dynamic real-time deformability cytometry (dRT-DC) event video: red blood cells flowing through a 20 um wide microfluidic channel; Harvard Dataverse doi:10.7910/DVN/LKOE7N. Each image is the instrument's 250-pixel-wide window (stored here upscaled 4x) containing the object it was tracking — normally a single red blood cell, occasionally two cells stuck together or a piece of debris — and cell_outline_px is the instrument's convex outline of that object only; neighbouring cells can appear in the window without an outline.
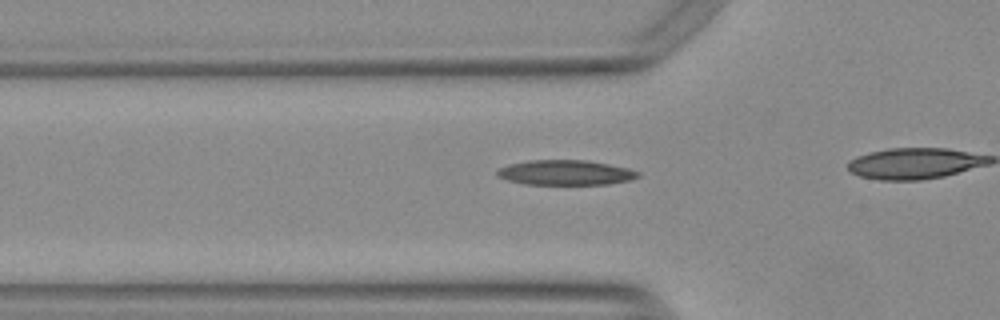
{"species": "Egyptian fruit bat (a non-hibernating species)", "species_latin": "Rousettus aegyptiacus", "temperature_condition": "warm", "stored_images_in_passage": 21, "camera_frame_rate_fps": 3000, "um_per_image_px": 0.085, "animal": {"sex": "female"}, "frame": {"image": 1, "passage_image": 12, "time_ms": 3.667, "image_size_px": [1000, 320], "cell_outline_px": [[640, 176], [628, 180], [608, 184], [528, 184], [508, 180], [496, 176], [496, 172], [500, 168], [508, 164], [528, 160], [588, 160], [628, 168], [640, 172]], "centroid_in_image_um": [48.06, 14.66], "position_along_channel_um": 77.7, "area_um2": 20.4}}
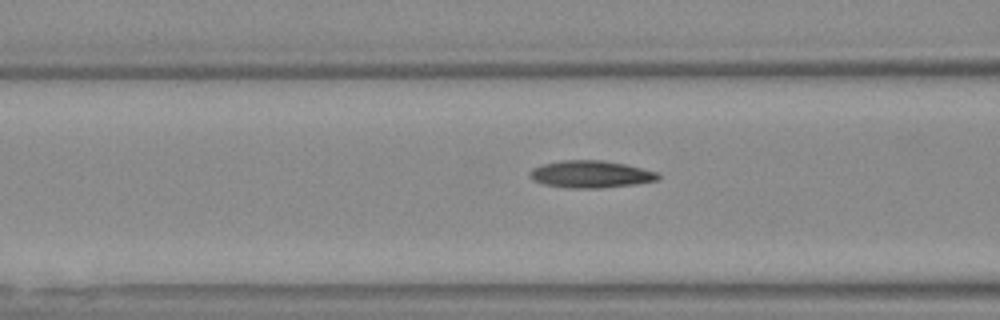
{"frame": {"image": 2, "passage_image": 15, "time_ms": 4.667, "image_size_px": [1000, 320], "cell_outline_px": [[660, 176], [656, 180], [636, 184], [600, 188], [568, 188], [544, 184], [532, 180], [528, 172], [532, 168], [540, 164], [560, 160], [600, 160], [624, 164], [656, 172]], "centroid_in_image_um": [50.13, 14.81], "position_along_channel_um": 116.5, "area_um2": 20.29}}
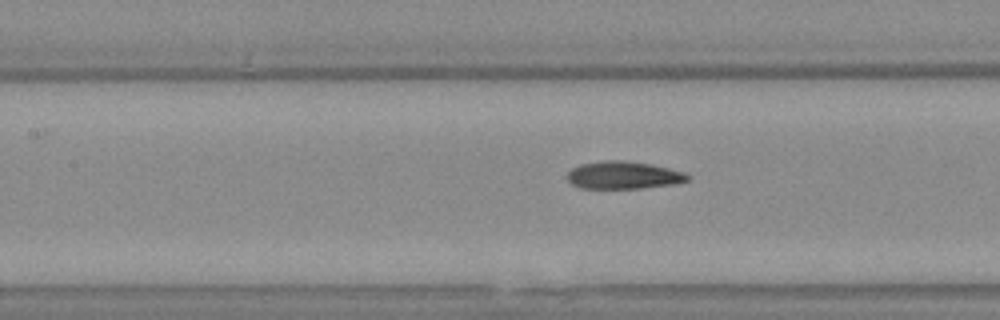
{"frame": {"image": 3, "passage_image": 18, "time_ms": 5.667, "image_size_px": [1000, 320], "cell_outline_px": [[688, 180], [676, 184], [640, 188], [580, 188], [572, 184], [568, 180], [568, 172], [572, 168], [580, 164], [604, 160], [620, 160], [648, 164], [668, 168], [684, 172], [688, 176]], "centroid_in_image_um": [52.97, 14.89], "position_along_channel_um": 154.4, "area_um2": 19.13}}